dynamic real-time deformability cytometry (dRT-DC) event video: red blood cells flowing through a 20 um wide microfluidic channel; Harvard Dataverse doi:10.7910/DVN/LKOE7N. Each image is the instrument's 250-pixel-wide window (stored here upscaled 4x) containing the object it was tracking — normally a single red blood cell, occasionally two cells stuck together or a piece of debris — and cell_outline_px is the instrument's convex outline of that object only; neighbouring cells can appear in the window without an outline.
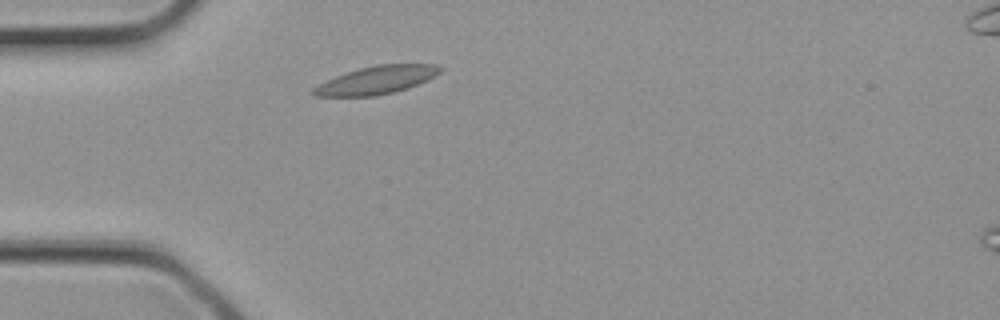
{"species": "common noctule bat (a hibernating species)", "species_latin": "Nyctalus noctula", "temperature_condition": "cold", "stored_images_in_passage": 2, "camera_frame_rate_fps": 3000, "um_per_image_px": 0.085, "animal": {"sex": "female", "body_mass_g": 21.9}, "frame": {"image": 1, "passage_image": 1, "time_ms": 0.0, "image_size_px": [1000, 320], "cell_outline_px": [[444, 68], [436, 76], [428, 80], [408, 88], [376, 96], [316, 96], [312, 92], [312, 88], [336, 76], [360, 68], [376, 64], [436, 64]], "centroid_in_image_um": [32.07, 6.8], "position_along_channel_um": 52.9, "area_um2": 20.52}}